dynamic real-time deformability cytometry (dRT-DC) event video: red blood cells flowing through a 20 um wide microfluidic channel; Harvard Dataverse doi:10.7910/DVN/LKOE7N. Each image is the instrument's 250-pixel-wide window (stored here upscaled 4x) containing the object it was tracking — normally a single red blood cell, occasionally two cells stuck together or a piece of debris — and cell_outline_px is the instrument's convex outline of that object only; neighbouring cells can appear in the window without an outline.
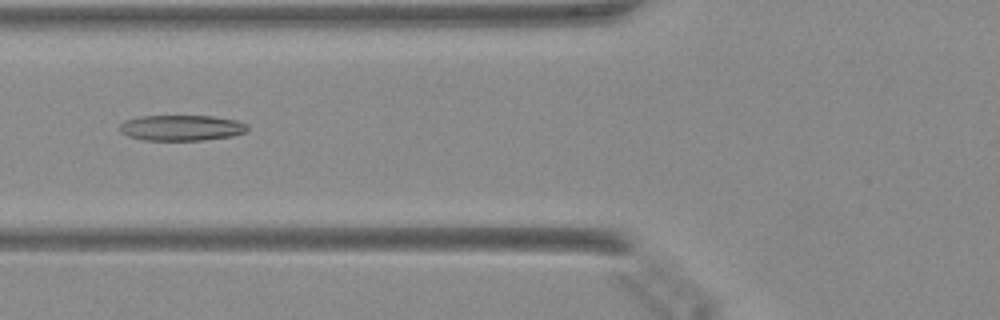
{"species": "Egyptian fruit bat (a non-hibernating species)", "species_latin": "Rousettus aegyptiacus", "temperature_condition": "warm", "stored_images_in_passage": 34, "camera_frame_rate_fps": 3000, "um_per_image_px": 0.085, "animal": {"sex": "female"}, "frame": {"image": 1, "passage_image": 5, "time_ms": 1.333, "image_size_px": [1000, 320], "cell_outline_px": [[248, 128], [244, 132], [232, 136], [204, 140], [144, 140], [128, 136], [120, 132], [120, 124], [124, 120], [140, 116], [212, 116], [236, 120], [248, 124]], "centroid_in_image_um": [15.41, 10.86], "position_along_channel_um": 110.4, "area_um2": 19.13}}
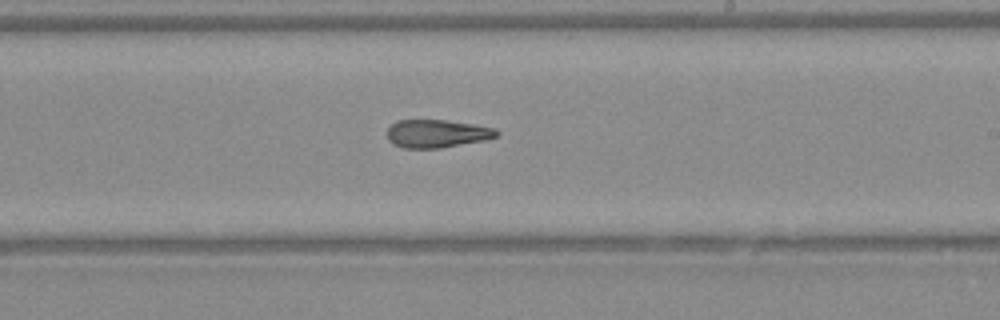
{"frame": {"image": 2, "passage_image": 15, "time_ms": 4.667, "image_size_px": [1000, 320], "cell_outline_px": [[500, 132], [496, 136], [484, 140], [440, 148], [404, 148], [392, 144], [388, 140], [388, 128], [396, 120], [444, 120], [472, 124], [496, 128]], "centroid_in_image_um": [37.12, 11.35], "position_along_channel_um": 251.9, "area_um2": 17.8}}
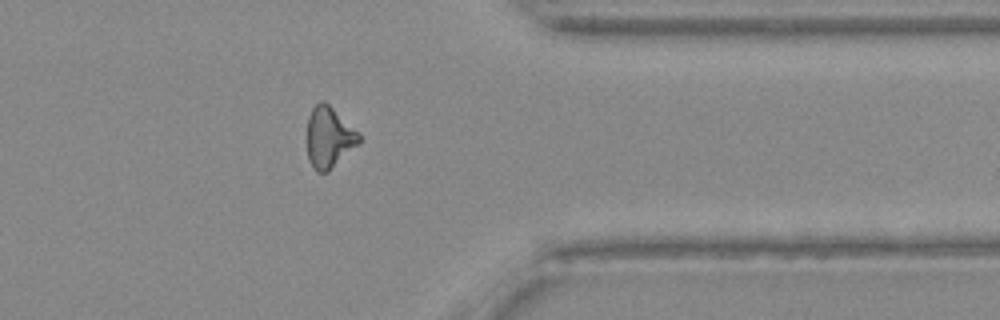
{"frame": {"image": 3, "passage_image": 25, "time_ms": 8.0, "image_size_px": [1000, 320], "cell_outline_px": [[360, 144], [328, 172], [316, 172], [312, 168], [308, 160], [308, 116], [312, 108], [320, 100], [324, 100], [360, 132]], "centroid_in_image_um": [27.99, 11.69], "position_along_channel_um": 383.4, "area_um2": 18.79}}